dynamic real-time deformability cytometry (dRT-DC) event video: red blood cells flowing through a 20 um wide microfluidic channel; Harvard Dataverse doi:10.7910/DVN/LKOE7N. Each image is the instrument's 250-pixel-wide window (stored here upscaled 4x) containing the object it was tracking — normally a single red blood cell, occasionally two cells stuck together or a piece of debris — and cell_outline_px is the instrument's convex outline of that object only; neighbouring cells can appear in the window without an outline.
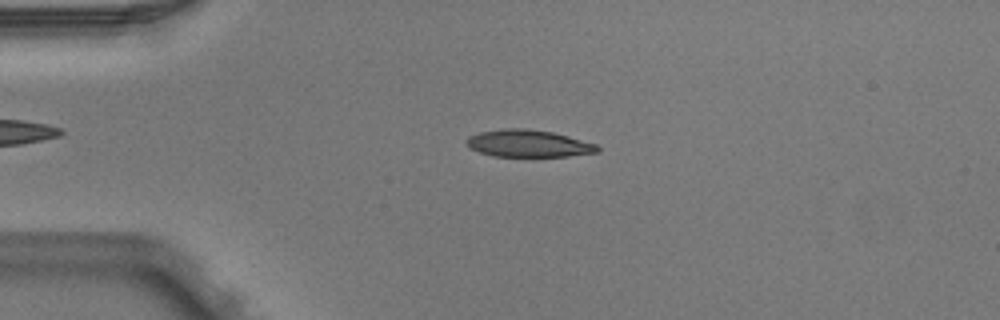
{"species": "Egyptian fruit bat (a non-hibernating species)", "species_latin": "Rousettus aegyptiacus", "temperature_condition": "warm", "stored_images_in_passage": 8, "camera_frame_rate_fps": 3000, "um_per_image_px": 0.085, "animal": {"sex": "male"}, "frame": {"image": 1, "passage_image": 5, "time_ms": 1.333, "image_size_px": [1000, 320], "cell_outline_px": [[600, 152], [568, 156], [492, 156], [468, 148], [464, 140], [468, 136], [480, 132], [504, 128], [528, 128], [552, 132], [568, 136], [596, 144], [600, 148]], "centroid_in_image_um": [44.88, 12.19], "position_along_channel_um": 40.1, "area_um2": 20.87}}
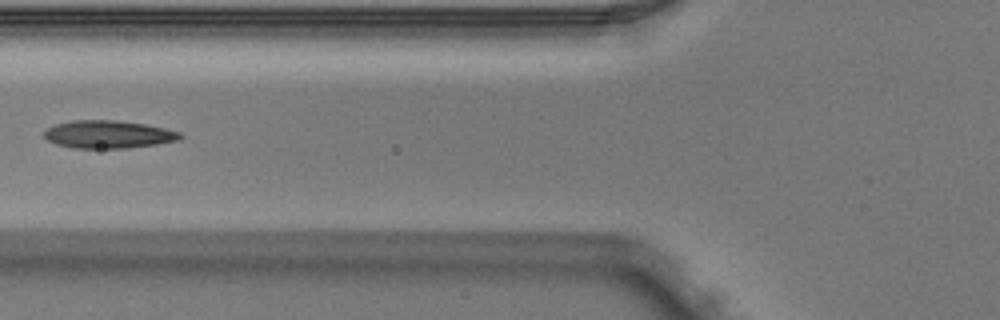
{"frame": {"image": 2, "passage_image": 7, "time_ms": 2.0, "image_size_px": [1000, 320], "cell_outline_px": [[184, 136], [180, 140], [156, 144], [124, 148], [72, 148], [56, 144], [48, 140], [44, 136], [44, 132], [48, 128], [56, 124], [72, 120], [112, 120], [144, 124], [164, 128], [180, 132]], "centroid_in_image_um": [9.21, 11.42], "position_along_channel_um": 116.6, "area_um2": 21.91}}
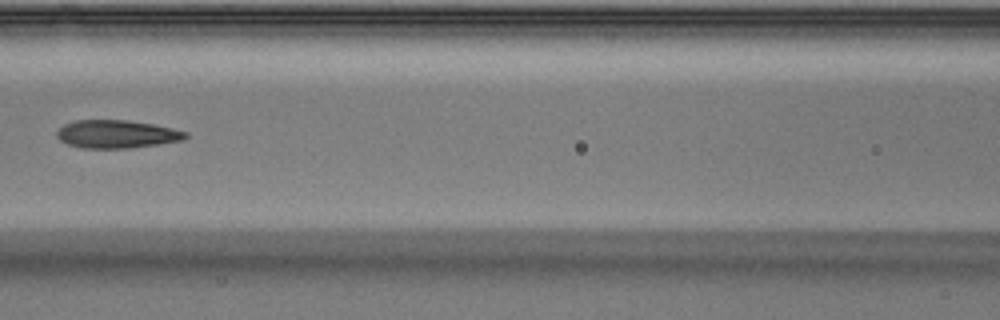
{"frame": {"image": 3, "passage_image": 8, "time_ms": 2.333, "image_size_px": [1000, 320], "cell_outline_px": [[188, 136], [184, 140], [160, 144], [128, 148], [84, 148], [68, 144], [60, 140], [56, 136], [56, 132], [64, 124], [76, 120], [128, 120], [152, 124], [172, 128], [188, 132]], "centroid_in_image_um": [9.94, 11.4], "position_along_channel_um": 156.7, "area_um2": 21.04}}